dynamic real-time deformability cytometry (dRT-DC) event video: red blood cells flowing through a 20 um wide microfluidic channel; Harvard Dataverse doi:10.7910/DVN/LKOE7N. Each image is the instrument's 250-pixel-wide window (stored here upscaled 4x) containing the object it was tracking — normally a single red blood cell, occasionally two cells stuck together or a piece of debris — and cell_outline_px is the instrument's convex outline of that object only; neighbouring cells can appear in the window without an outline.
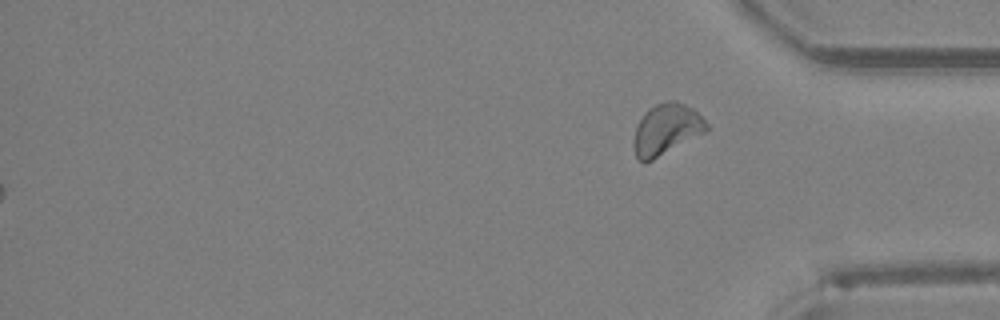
{"species": "Egyptian fruit bat (a non-hibernating species)", "species_latin": "Rousettus aegyptiacus", "temperature_condition": "room temperature", "stored_images_in_passage": 36, "segment_of_instrument_passage": [2, 2], "camera_frame_rate_fps": 3000, "um_per_image_px": 0.085, "animal": {"sex": "female"}, "frame": {"image": 1, "passage_image": 36, "time_ms": 11.667, "image_size_px": [1000, 320], "cell_outline_px": [[708, 128], [704, 132], [652, 160], [644, 164], [636, 156], [632, 144], [632, 140], [636, 124], [644, 112], [648, 108], [656, 104], [668, 100], [676, 100], [692, 108], [708, 124]], "centroid_in_image_um": [56.57, 10.98], "position_along_channel_um": 378.6, "area_um2": 21.56}}